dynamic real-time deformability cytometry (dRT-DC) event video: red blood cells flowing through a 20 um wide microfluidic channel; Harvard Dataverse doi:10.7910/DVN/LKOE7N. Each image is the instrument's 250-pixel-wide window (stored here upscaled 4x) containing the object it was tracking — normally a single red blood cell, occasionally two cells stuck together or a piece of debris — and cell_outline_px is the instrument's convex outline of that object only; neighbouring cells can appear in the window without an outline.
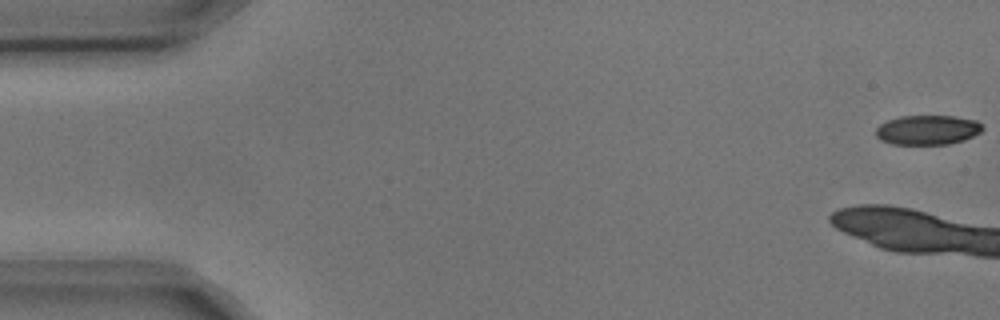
{"species": "common noctule bat (a hibernating species)", "species_latin": "Nyctalus noctula", "temperature_condition": "cold", "stored_images_in_passage": 6, "camera_frame_rate_fps": 3000, "um_per_image_px": 0.085, "animal": {"sex": "male", "body_mass_g": 17.9, "forearm_length_mm": 54.2}, "frame": {"image": 1, "passage_image": 1, "time_ms": 0.0, "image_size_px": [1000, 320], "cell_outline_px": [[984, 128], [980, 132], [964, 140], [948, 144], [892, 144], [880, 140], [876, 136], [876, 128], [880, 124], [888, 120], [900, 116], [956, 116], [976, 120]], "centroid_in_image_um": [78.83, 11.04], "position_along_channel_um": 6.2, "area_um2": 18.38}}
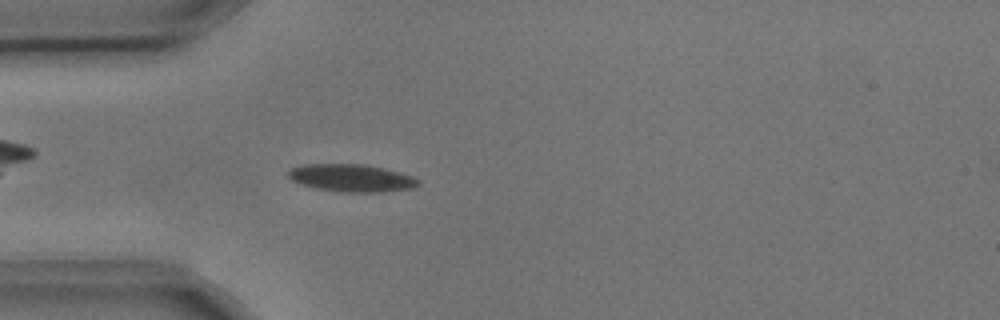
{"frame": {"image": 2, "passage_image": 6, "time_ms": 1.667, "image_size_px": [1000, 320], "cell_outline_px": [[420, 184], [412, 188], [380, 192], [348, 192], [316, 188], [292, 180], [288, 176], [288, 172], [292, 168], [304, 164], [364, 164], [384, 168], [400, 172], [412, 176], [420, 180]], "centroid_in_image_um": [29.92, 15.12], "position_along_channel_um": 55.1, "area_um2": 20.63}}